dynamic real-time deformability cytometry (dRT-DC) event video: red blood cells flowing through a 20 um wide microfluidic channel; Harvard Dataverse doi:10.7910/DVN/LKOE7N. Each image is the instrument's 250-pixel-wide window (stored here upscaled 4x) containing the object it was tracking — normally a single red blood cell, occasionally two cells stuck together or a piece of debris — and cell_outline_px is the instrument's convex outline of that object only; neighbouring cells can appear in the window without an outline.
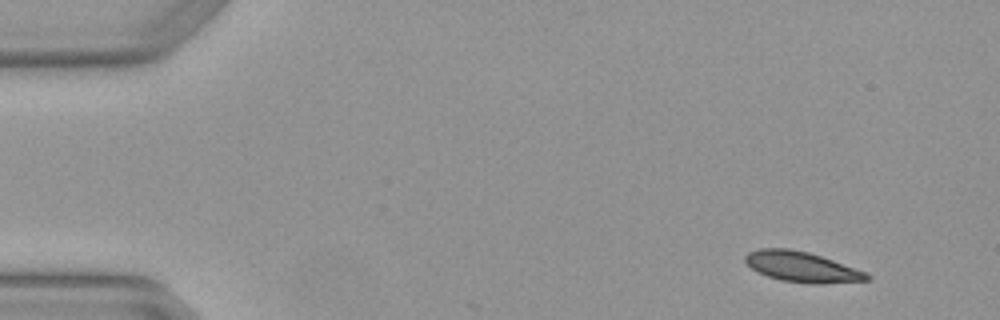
{"species": "Egyptian fruit bat (a non-hibernating species)", "species_latin": "Rousettus aegyptiacus", "temperature_condition": "warm", "stored_images_in_passage": 3, "camera_frame_rate_fps": 3000, "um_per_image_px": 0.085, "animal": {"sex": "female"}, "frame": {"image": 1, "passage_image": 1, "time_ms": 0.0, "image_size_px": [1000, 320], "cell_outline_px": [[872, 280], [816, 284], [812, 284], [780, 280], [768, 276], [752, 268], [744, 260], [744, 256], [748, 252], [760, 248], [788, 248], [808, 252], [868, 272], [872, 276]], "centroid_in_image_um": [68.19, 22.69], "position_along_channel_um": 16.8, "area_um2": 21.5}}
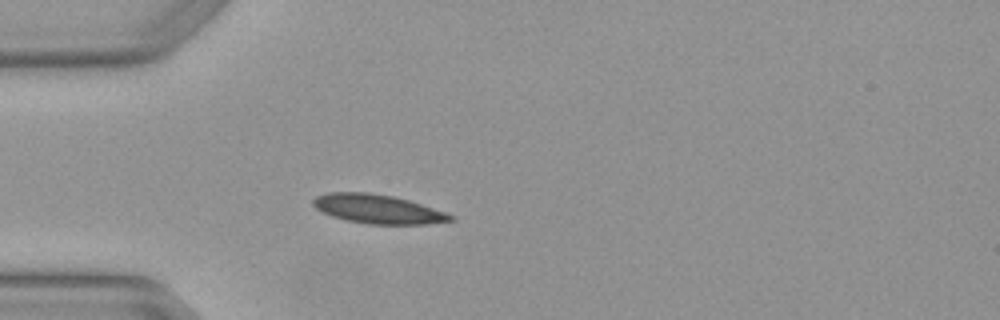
{"frame": {"image": 2, "passage_image": 3, "time_ms": 0.667, "image_size_px": [1000, 320], "cell_outline_px": [[456, 220], [428, 224], [368, 224], [348, 220], [332, 216], [316, 208], [312, 204], [312, 200], [316, 196], [328, 192], [368, 192], [392, 196], [408, 200], [456, 216]], "centroid_in_image_um": [32.12, 17.77], "position_along_channel_um": 52.9, "area_um2": 23.06}}